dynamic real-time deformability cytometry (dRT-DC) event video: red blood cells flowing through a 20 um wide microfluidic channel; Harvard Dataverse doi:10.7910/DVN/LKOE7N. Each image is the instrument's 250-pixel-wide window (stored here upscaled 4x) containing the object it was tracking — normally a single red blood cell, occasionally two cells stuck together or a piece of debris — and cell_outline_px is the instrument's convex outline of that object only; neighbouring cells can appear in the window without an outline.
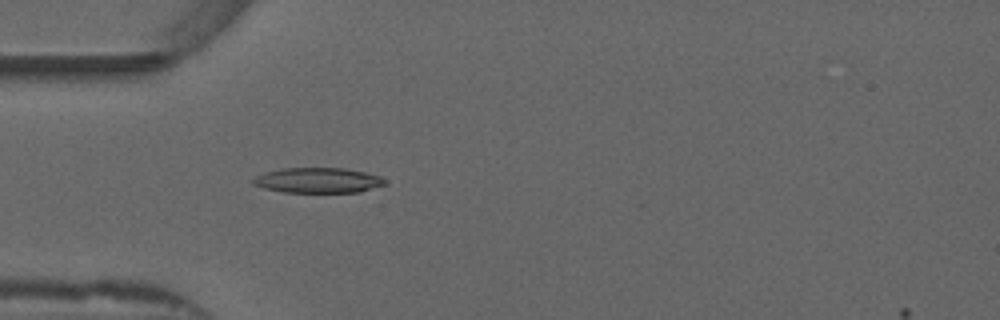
{"species": "common noctule bat (a hibernating species)", "species_latin": "Nyctalus noctula", "temperature_condition": "warm", "stored_images_in_passage": 53, "camera_frame_rate_fps": 3000, "um_per_image_px": 0.085, "animal": {"sex": "male", "forearm_length_mm": 52.5}, "frame": {"image": 1, "passage_image": 16, "time_ms": 5.0, "image_size_px": [1000, 320], "cell_outline_px": [[384, 184], [360, 192], [284, 192], [264, 188], [252, 184], [252, 180], [256, 176], [264, 172], [284, 168], [344, 168], [364, 172], [380, 176], [384, 180]], "centroid_in_image_um": [26.98, 15.32], "position_along_channel_um": 58.0, "area_um2": 19.19}}
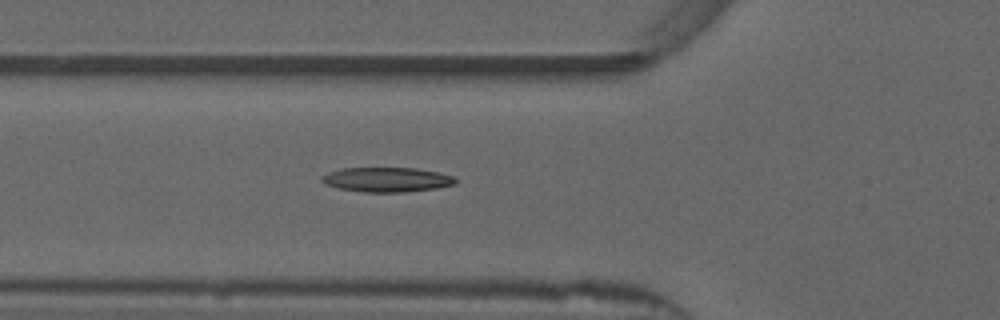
{"frame": {"image": 2, "passage_image": 19, "time_ms": 6.0, "image_size_px": [1000, 320], "cell_outline_px": [[456, 184], [436, 188], [404, 192], [364, 192], [340, 188], [324, 184], [320, 180], [320, 176], [328, 172], [340, 168], [416, 168], [440, 172], [456, 176]], "centroid_in_image_um": [32.89, 15.26], "position_along_channel_um": 92.9, "area_um2": 19.36}}
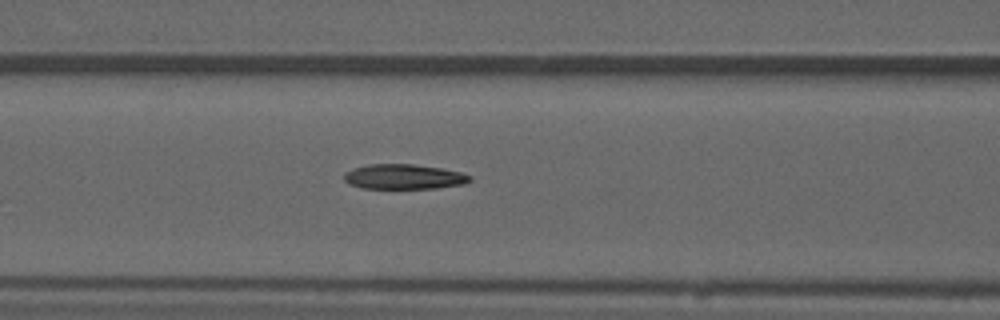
{"frame": {"image": 3, "passage_image": 22, "time_ms": 7.0, "image_size_px": [1000, 320], "cell_outline_px": [[472, 180], [464, 184], [436, 188], [360, 188], [348, 184], [344, 180], [344, 172], [352, 168], [368, 164], [412, 164], [440, 168], [460, 172], [472, 176]], "centroid_in_image_um": [34.29, 15.02], "position_along_channel_um": 132.3, "area_um2": 18.38}, "authors_computed_cell_mechanics": {"area_um2": 18.9006, "velocity_mm_per_s": 3.8847, "shape_relaxation_time_tau1_ms": null, "shape_relaxation_time_tau2_ms": 3.6411, "deformation_change_tau1": null, "deformation_change_tau2": 0.135}}